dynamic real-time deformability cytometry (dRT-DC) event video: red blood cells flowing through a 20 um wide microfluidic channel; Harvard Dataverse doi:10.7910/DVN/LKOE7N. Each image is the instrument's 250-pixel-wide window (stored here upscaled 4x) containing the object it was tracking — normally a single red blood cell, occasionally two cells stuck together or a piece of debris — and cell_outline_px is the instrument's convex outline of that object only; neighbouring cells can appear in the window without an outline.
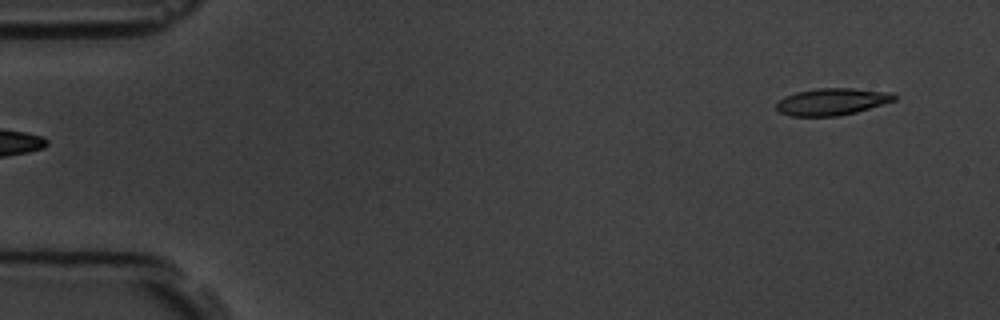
{"species": "common noctule bat (a hibernating species)", "species_latin": "Nyctalus noctula", "temperature_condition": "room temperature", "stored_images_in_passage": 5, "segment_of_instrument_passage": [2, 2], "camera_frame_rate_fps": 3000, "um_per_image_px": 0.085, "animal": {"sex": "male", "body_mass_g": 19.5, "forearm_length_mm": 54.6}, "frame": {"image": 1, "passage_image": 5, "time_ms": 5.667, "image_size_px": [1000, 320], "cell_outline_px": [[896, 100], [856, 112], [836, 116], [788, 116], [780, 112], [776, 108], [776, 100], [784, 96], [796, 92], [816, 88], [852, 88], [892, 92], [896, 96]], "centroid_in_image_um": [70.68, 8.64], "position_along_channel_um": 14.3, "area_um2": 18.67}}